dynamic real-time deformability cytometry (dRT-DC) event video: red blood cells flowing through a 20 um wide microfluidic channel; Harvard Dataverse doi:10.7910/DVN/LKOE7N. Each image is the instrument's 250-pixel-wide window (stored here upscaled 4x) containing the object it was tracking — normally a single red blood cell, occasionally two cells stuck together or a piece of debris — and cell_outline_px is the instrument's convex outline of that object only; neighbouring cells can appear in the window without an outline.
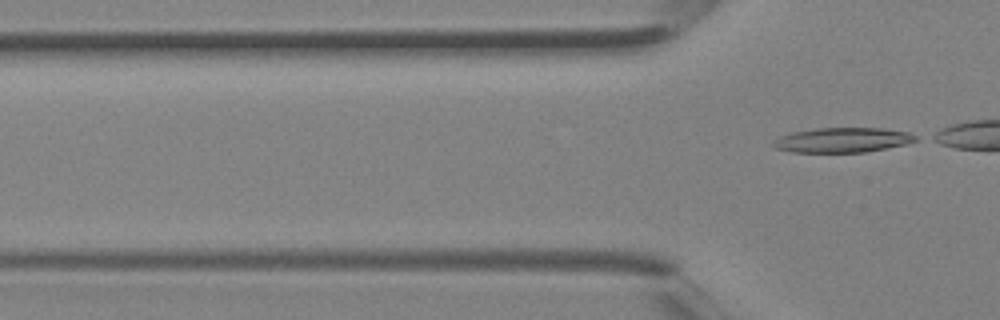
{"species": "Egyptian fruit bat (a non-hibernating species)", "species_latin": "Rousettus aegyptiacus", "temperature_condition": "room temperature", "stored_images_in_passage": 2, "camera_frame_rate_fps": 3000, "um_per_image_px": 0.085, "animal": {"sex": "female"}, "frame": {"image": 1, "passage_image": 2, "time_ms": 0.333, "image_size_px": [1000, 320], "cell_outline_px": [[920, 140], [904, 144], [864, 152], [792, 152], [776, 148], [772, 144], [772, 140], [780, 136], [792, 132], [816, 128], [884, 128], [908, 132], [920, 136]], "centroid_in_image_um": [71.63, 11.89], "position_along_channel_um": 54.2, "area_um2": 20.63}}